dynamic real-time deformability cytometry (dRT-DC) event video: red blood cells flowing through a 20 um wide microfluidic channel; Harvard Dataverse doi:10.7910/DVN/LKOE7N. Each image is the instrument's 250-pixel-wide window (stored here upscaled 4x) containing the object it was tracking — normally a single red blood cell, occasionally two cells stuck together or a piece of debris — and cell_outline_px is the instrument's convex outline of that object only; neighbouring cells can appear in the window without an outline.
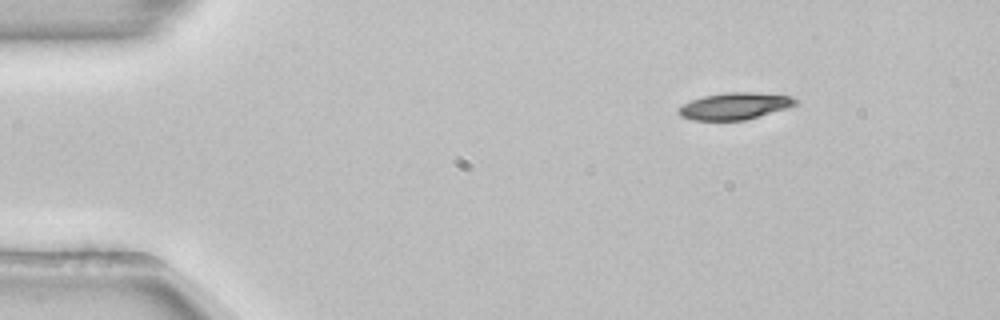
{"species": "common noctule bat (a hibernating species)", "species_latin": "Nyctalus noctula", "temperature_condition": "room temperature", "stored_images_in_passage": 47, "camera_frame_rate_fps": 3000, "um_per_image_px": 0.085, "animal": {"sex": "female", "body_mass_g": 22.7, "forearm_length_mm": 54.2}, "frame": {"image": 1, "passage_image": 1, "time_ms": 0.0, "image_size_px": [1000, 320], "cell_outline_px": [[796, 104], [788, 108], [744, 120], [692, 120], [680, 116], [676, 112], [676, 108], [692, 100], [704, 96], [724, 92], [752, 92], [792, 96], [796, 100]], "centroid_in_image_um": [62.41, 9.01], "position_along_channel_um": 22.6, "area_um2": 18.26}}
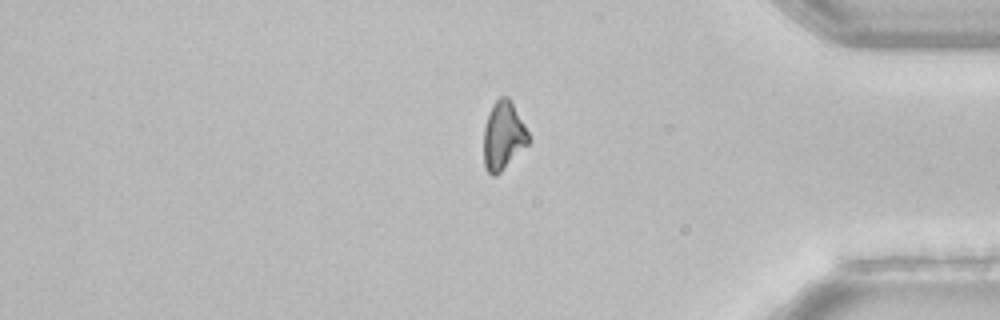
{"frame": {"image": 2, "passage_image": 38, "time_ms": 12.333, "image_size_px": [1000, 320], "cell_outline_px": [[532, 136], [528, 144], [496, 176], [492, 176], [488, 172], [484, 164], [484, 128], [488, 112], [492, 104], [500, 96], [508, 96]], "centroid_in_image_um": [42.79, 11.51], "position_along_channel_um": 392.4, "area_um2": 17.98}}
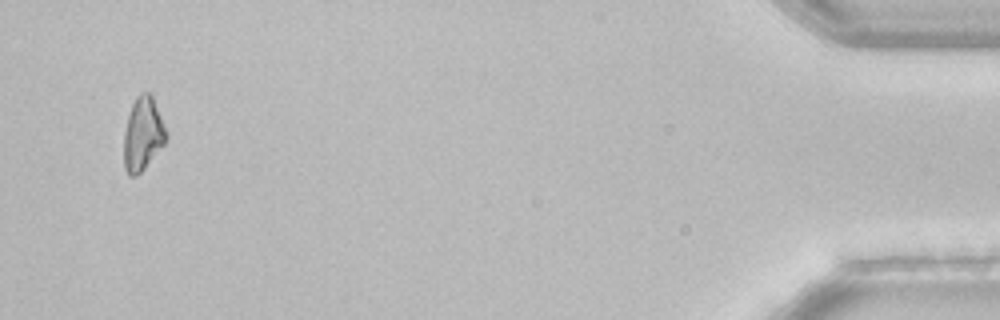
{"frame": {"image": 3, "passage_image": 45, "time_ms": 14.667, "image_size_px": [1000, 320], "cell_outline_px": [[168, 140], [144, 168], [136, 176], [128, 176], [124, 168], [124, 132], [128, 116], [132, 104], [136, 96], [140, 92], [148, 92], [152, 96], [168, 132]], "centroid_in_image_um": [12.15, 11.39], "position_along_channel_um": 423.0, "area_um2": 18.21}, "authors_computed_cell_mechanics": {"area_um2": 18.8428, "velocity_mm_per_s": 3.8789, "shape_relaxation_time_tau1_ms": 2.6161, "shape_relaxation_time_tau2_ms": null, "deformation_change_tau1": 0.1067, "deformation_change_tau2": null}}